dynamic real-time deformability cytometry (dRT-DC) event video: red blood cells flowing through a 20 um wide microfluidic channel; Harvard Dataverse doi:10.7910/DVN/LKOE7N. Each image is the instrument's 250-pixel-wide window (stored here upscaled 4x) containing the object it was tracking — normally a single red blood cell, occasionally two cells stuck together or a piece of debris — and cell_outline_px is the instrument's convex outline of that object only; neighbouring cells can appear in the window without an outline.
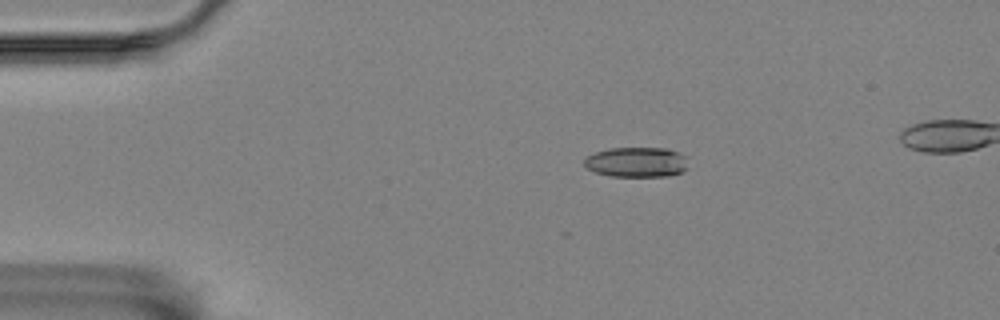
{"species": "Egyptian fruit bat (a non-hibernating species)", "species_latin": "Rousettus aegyptiacus", "temperature_condition": "room temperature", "stored_images_in_passage": 5, "camera_frame_rate_fps": 3000, "um_per_image_px": 0.085, "animal": {"sex": "female"}, "frame": {"image": 1, "passage_image": 3, "time_ms": 2.0, "image_size_px": [1000, 320], "cell_outline_px": [[688, 168], [680, 172], [668, 176], [612, 176], [596, 172], [588, 168], [584, 164], [584, 160], [588, 156], [596, 152], [608, 148], [668, 148], [688, 156]], "centroid_in_image_um": [54.17, 13.77], "position_along_channel_um": 30.8, "area_um2": 18.26}}